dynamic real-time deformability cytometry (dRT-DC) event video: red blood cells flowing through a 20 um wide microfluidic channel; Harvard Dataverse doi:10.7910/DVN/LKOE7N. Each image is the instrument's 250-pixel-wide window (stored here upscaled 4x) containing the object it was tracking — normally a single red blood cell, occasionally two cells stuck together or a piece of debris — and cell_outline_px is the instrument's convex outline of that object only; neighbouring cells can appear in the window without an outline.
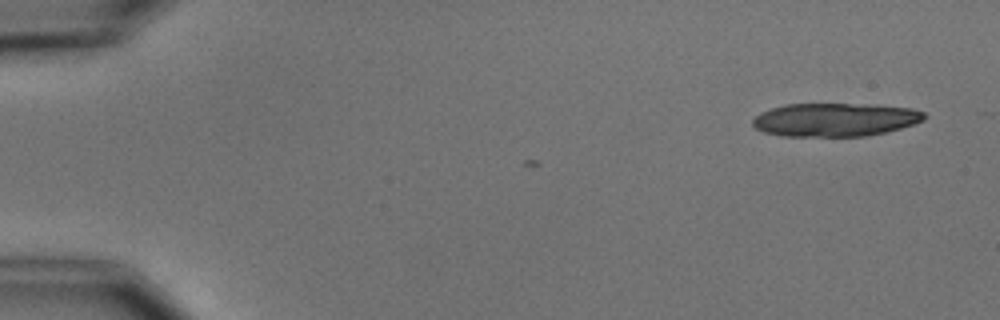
{"species": "common noctule bat (a hibernating species)", "species_latin": "Nyctalus noctula", "temperature_condition": "cold", "stored_images_in_passage": 3, "camera_frame_rate_fps": 3000, "um_per_image_px": 0.085, "animal": {"sex": "male", "body_mass_g": 15.6}, "frame": {"image": 1, "passage_image": 1, "time_ms": 0.0, "image_size_px": [1000, 320], "cell_outline_px": [[928, 116], [924, 120], [900, 128], [868, 136], [780, 136], [764, 132], [756, 128], [752, 124], [752, 120], [760, 112], [784, 104], [868, 104], [912, 108], [924, 112]], "centroid_in_image_um": [70.97, 10.17], "position_along_channel_um": 14.0, "area_um2": 33.47}}